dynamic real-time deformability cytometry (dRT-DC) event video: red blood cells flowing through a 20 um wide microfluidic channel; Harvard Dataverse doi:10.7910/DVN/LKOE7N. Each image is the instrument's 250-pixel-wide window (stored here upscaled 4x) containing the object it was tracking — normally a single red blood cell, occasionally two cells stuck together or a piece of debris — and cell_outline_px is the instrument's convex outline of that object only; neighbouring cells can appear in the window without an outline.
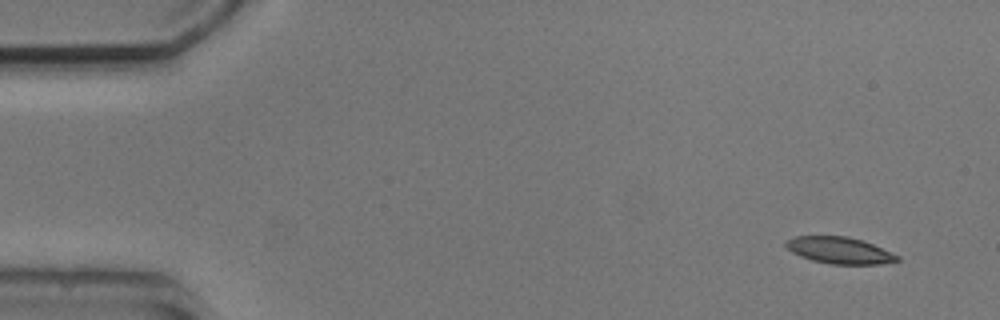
{"species": "common noctule bat (a hibernating species)", "species_latin": "Nyctalus noctula", "temperature_condition": "cold", "stored_images_in_passage": 4, "camera_frame_rate_fps": 3000, "um_per_image_px": 0.085, "animal": {"sex": "male", "body_mass_g": 20.5, "forearm_length_mm": 52.5}, "frame": {"image": 1, "passage_image": 1, "time_ms": 0.0, "image_size_px": [1000, 320], "cell_outline_px": [[900, 260], [880, 264], [832, 264], [812, 260], [800, 256], [792, 252], [784, 244], [788, 240], [796, 236], [848, 236], [872, 244], [900, 256]], "centroid_in_image_um": [71.36, 21.28], "position_along_channel_um": 13.6, "area_um2": 17.05}}
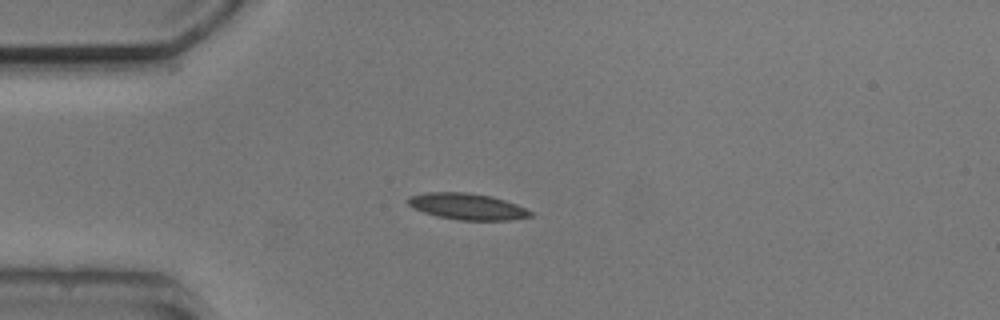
{"frame": {"image": 2, "passage_image": 4, "time_ms": 3.333, "image_size_px": [1000, 320], "cell_outline_px": [[532, 216], [508, 220], [460, 220], [436, 216], [412, 208], [404, 200], [408, 196], [428, 192], [468, 192], [492, 196], [516, 204], [532, 212]], "centroid_in_image_um": [39.65, 17.54], "position_along_channel_um": 45.3, "area_um2": 18.84}}